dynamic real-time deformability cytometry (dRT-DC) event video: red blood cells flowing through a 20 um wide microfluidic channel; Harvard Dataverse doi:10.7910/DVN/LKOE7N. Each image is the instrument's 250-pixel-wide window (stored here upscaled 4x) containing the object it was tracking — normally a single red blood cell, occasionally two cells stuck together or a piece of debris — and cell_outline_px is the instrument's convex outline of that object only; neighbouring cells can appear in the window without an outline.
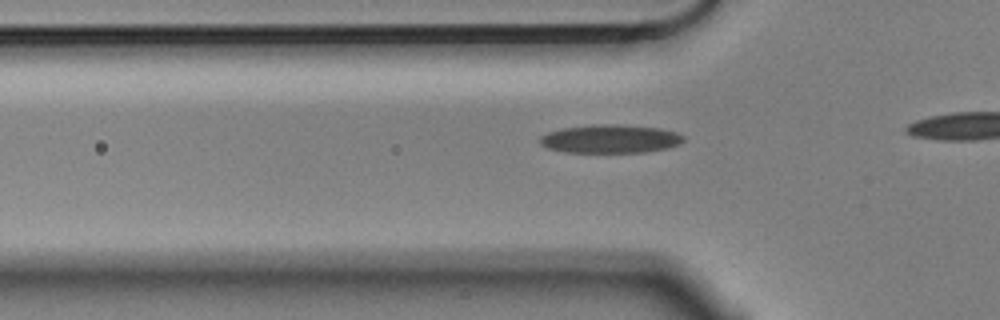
{"species": "Egyptian fruit bat (a non-hibernating species)", "species_latin": "Rousettus aegyptiacus", "temperature_condition": "cold", "stored_images_in_passage": 19, "camera_frame_rate_fps": 3000, "um_per_image_px": 0.085, "animal": {"sex": "male"}, "frame": {"image": 1, "passage_image": 13, "time_ms": 4.0, "image_size_px": [1000, 320], "cell_outline_px": [[684, 140], [680, 144], [668, 148], [644, 152], [564, 152], [548, 148], [540, 144], [540, 136], [548, 132], [560, 128], [592, 124], [608, 124], [660, 128], [676, 132], [684, 136]], "centroid_in_image_um": [51.86, 11.8], "position_along_channel_um": 73.9, "area_um2": 23.81}}
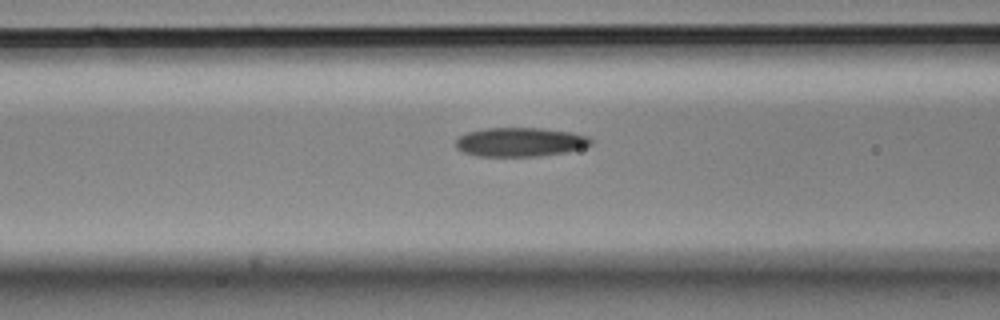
{"frame": {"image": 2, "passage_image": 17, "time_ms": 5.333, "image_size_px": [1000, 320], "cell_outline_px": [[592, 144], [568, 152], [540, 156], [476, 156], [460, 152], [456, 148], [456, 140], [460, 136], [468, 132], [484, 128], [540, 128], [572, 132], [588, 136], [592, 140]], "centroid_in_image_um": [44.19, 12.08], "position_along_channel_um": 122.4, "area_um2": 23.0}}